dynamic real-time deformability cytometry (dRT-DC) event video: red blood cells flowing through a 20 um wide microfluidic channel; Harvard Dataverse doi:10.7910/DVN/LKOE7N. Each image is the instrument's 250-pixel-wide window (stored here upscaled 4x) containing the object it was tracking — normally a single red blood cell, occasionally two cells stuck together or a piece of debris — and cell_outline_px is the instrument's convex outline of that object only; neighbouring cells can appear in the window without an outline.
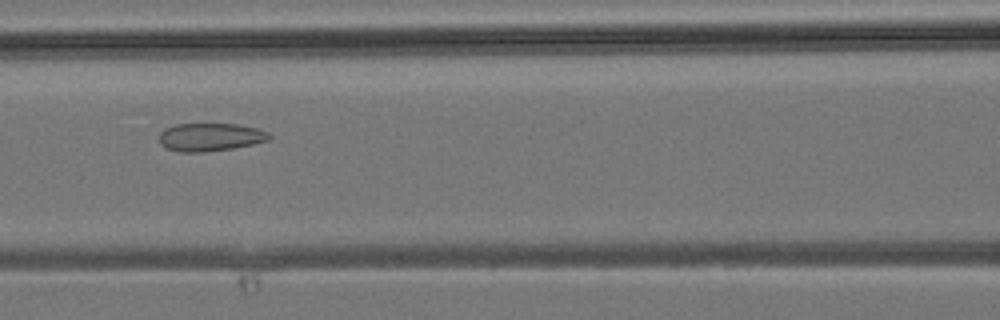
{"species": "common noctule bat (a hibernating species)", "species_latin": "Nyctalus noctula", "temperature_condition": "room temperature", "stored_images_in_passage": 44, "segment_of_instrument_passage": [1, 2], "camera_frame_rate_fps": 3000, "um_per_image_px": 0.085, "animal": {"sex": "male", "body_mass_g": 19.2, "forearm_length_mm": 51.8}, "frame": {"image": 1, "passage_image": 19, "time_ms": 6.0, "image_size_px": [1000, 320], "cell_outline_px": [[272, 136], [268, 140], [252, 144], [232, 148], [204, 152], [180, 152], [168, 148], [160, 144], [160, 132], [164, 128], [176, 124], [236, 124], [256, 128], [268, 132]], "centroid_in_image_um": [17.86, 11.65], "position_along_channel_um": 148.7, "area_um2": 17.86}}
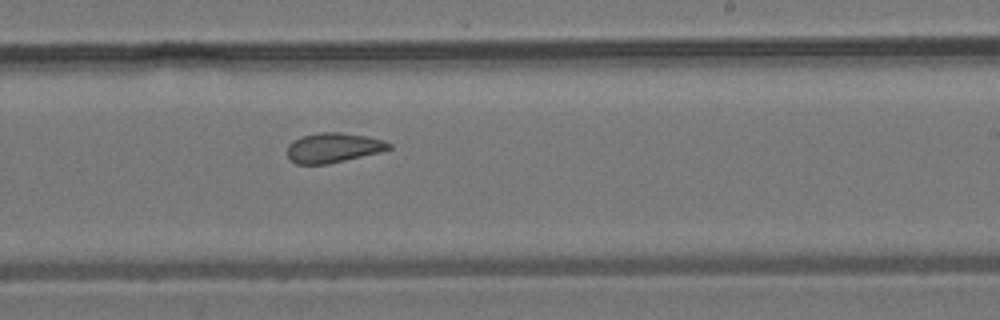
{"frame": {"image": 2, "passage_image": 26, "time_ms": 8.333, "image_size_px": [1000, 320], "cell_outline_px": [[392, 148], [380, 152], [328, 164], [296, 164], [288, 160], [288, 144], [292, 140], [304, 136], [320, 132], [340, 132], [368, 136], [384, 140], [392, 144]], "centroid_in_image_um": [28.33, 12.56], "position_along_channel_um": 260.7, "area_um2": 17.74}}
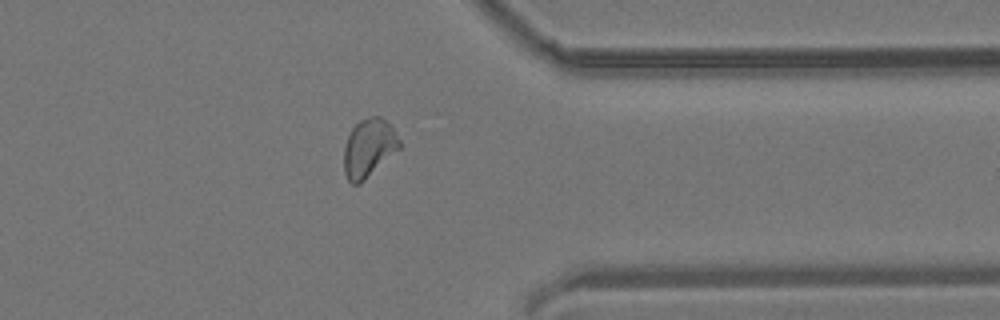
{"frame": {"image": 3, "passage_image": 34, "time_ms": 11.0, "image_size_px": [1000, 320], "cell_outline_px": [[400, 148], [360, 184], [352, 184], [348, 180], [344, 172], [344, 148], [348, 136], [352, 128], [360, 120], [372, 116], [380, 116], [392, 128], [400, 140]], "centroid_in_image_um": [31.33, 12.59], "position_along_channel_um": 380.1, "area_um2": 18.61}}